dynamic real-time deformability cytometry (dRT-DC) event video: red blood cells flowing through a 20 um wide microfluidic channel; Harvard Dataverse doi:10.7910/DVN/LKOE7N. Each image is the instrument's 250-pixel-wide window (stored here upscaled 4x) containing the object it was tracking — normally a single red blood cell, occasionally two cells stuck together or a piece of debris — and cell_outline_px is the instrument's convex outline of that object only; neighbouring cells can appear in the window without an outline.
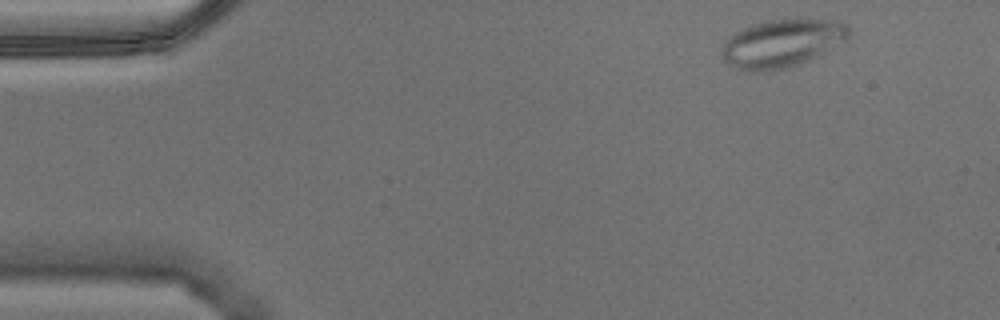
{"species": "Egyptian fruit bat (a non-hibernating species)", "species_latin": "Rousettus aegyptiacus", "temperature_condition": "warm", "stored_images_in_passage": 4, "camera_frame_rate_fps": 3000, "um_per_image_px": 0.085, "animal": {"sex": "male"}, "frame": {"image": 1, "passage_image": 1, "time_ms": 0.0, "image_size_px": [1000, 320], "cell_outline_px": [[852, 32], [848, 40], [800, 64], [784, 68], [760, 72], [748, 72], [736, 68], [728, 64], [724, 60], [720, 52], [720, 44], [728, 36], [752, 24], [772, 20], [796, 16], [840, 20], [848, 24]], "centroid_in_image_um": [66.5, 3.63], "position_along_channel_um": 18.5, "area_um2": 36.76}}